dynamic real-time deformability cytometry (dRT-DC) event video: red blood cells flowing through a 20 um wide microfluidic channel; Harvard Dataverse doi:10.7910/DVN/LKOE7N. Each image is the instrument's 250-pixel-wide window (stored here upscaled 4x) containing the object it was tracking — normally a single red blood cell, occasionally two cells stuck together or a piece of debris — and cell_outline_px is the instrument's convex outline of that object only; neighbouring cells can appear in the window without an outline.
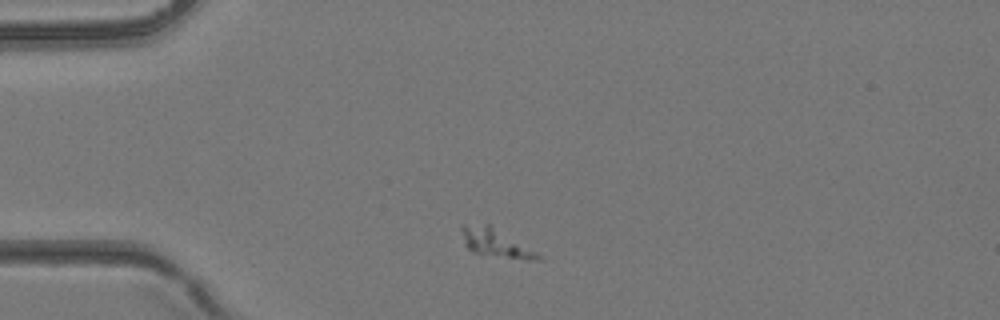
{"species": "common noctule bat (a hibernating species)", "species_latin": "Nyctalus noctula", "temperature_condition": "room temperature", "stored_images_in_passage": 2, "camera_frame_rate_fps": 3000, "um_per_image_px": 0.085, "animal": {"sex": "female", "body_mass_g": 24.6, "forearm_length_mm": 56.2}, "frame": {"image": 1, "passage_image": 1, "time_ms": 0.0, "image_size_px": [1000, 320], "cell_outline_px": [[540, 256], [536, 260], [528, 260], [472, 252], [464, 244], [460, 228], [460, 224], [488, 224], [536, 252]], "centroid_in_image_um": [42.02, 20.62], "position_along_channel_um": 43.0, "area_um2": 12.02}}
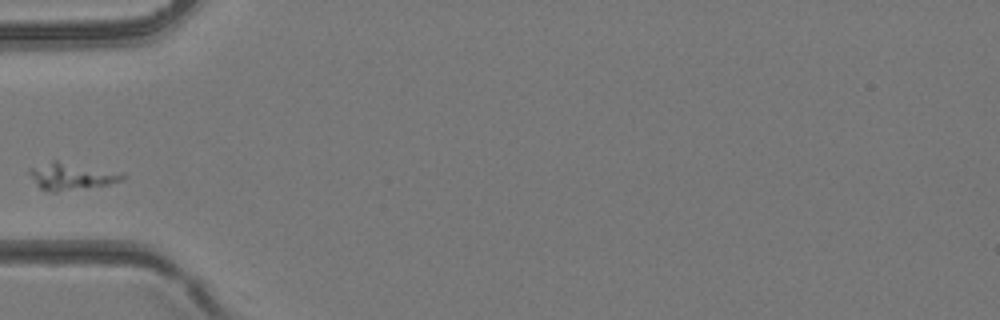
{"frame": {"image": 2, "passage_image": 2, "time_ms": 0.333, "image_size_px": [1000, 320], "cell_outline_px": [[124, 180], [108, 184], [56, 192], [48, 192], [40, 188], [36, 184], [28, 172], [28, 168], [52, 160], [56, 160], [124, 172]], "centroid_in_image_um": [6.06, 14.97], "position_along_channel_um": 78.9, "area_um2": 14.8}}